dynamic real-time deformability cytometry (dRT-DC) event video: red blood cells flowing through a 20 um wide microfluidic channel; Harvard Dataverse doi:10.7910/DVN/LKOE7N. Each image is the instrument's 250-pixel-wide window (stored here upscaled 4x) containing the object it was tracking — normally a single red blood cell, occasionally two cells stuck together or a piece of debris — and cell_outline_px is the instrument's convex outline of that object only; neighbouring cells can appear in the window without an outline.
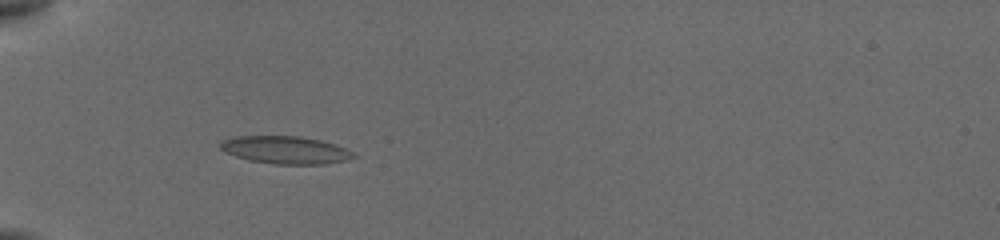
{"species": "common noctule bat (a hibernating species)", "species_latin": "Nyctalus noctula", "temperature_condition": "cold", "stored_images_in_passage": 63, "camera_frame_rate_fps": 3000, "um_per_image_px": 0.085, "animal": {"sex": "female", "body_mass_g": 19.5, "forearm_length_mm": 54.1}, "frame": {"image": 1, "passage_image": 25, "time_ms": 5.667, "image_size_px": [1000, 240], "cell_outline_px": [[356, 156], [344, 160], [324, 164], [276, 164], [248, 160], [224, 152], [220, 148], [220, 144], [224, 140], [236, 136], [300, 136], [320, 140], [344, 148], [352, 152]], "centroid_in_image_um": [24.22, 12.74], "position_along_channel_um": 60.8, "area_um2": 21.15}}
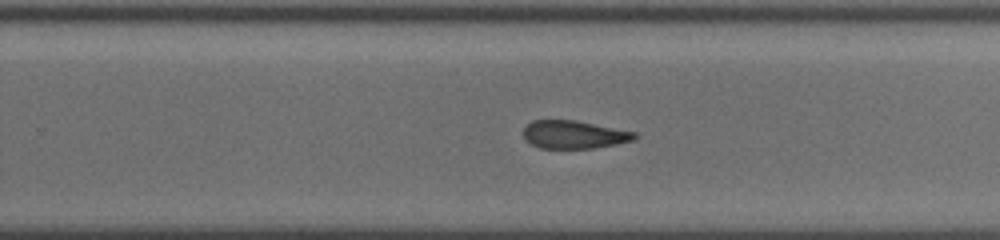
{"frame": {"image": 2, "passage_image": 42, "time_ms": 11.667, "image_size_px": [1000, 240], "cell_outline_px": [[636, 140], [616, 144], [592, 148], [540, 148], [524, 140], [524, 128], [532, 120], [576, 120], [636, 132]], "centroid_in_image_um": [48.79, 11.43], "position_along_channel_um": 281.0, "area_um2": 18.15}}
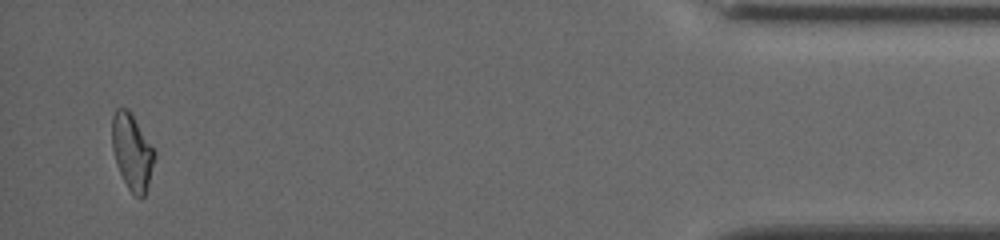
{"frame": {"image": 3, "passage_image": 60, "time_ms": 17.0, "image_size_px": [1000, 240], "cell_outline_px": [[156, 156], [148, 184], [144, 196], [136, 196], [128, 188], [116, 164], [112, 148], [112, 116], [116, 108], [128, 108], [156, 148]], "centroid_in_image_um": [11.25, 12.85], "position_along_channel_um": 424.0, "area_um2": 19.02}, "authors_computed_cell_mechanics": {"area_um2": 19.7676, "velocity_mm_per_s": 3.8872, "shape_relaxation_time_tau1_ms": null, "shape_relaxation_time_tau2_ms": 2.6229, "deformation_change_tau1": null, "deformation_change_tau2": 0.1105}}